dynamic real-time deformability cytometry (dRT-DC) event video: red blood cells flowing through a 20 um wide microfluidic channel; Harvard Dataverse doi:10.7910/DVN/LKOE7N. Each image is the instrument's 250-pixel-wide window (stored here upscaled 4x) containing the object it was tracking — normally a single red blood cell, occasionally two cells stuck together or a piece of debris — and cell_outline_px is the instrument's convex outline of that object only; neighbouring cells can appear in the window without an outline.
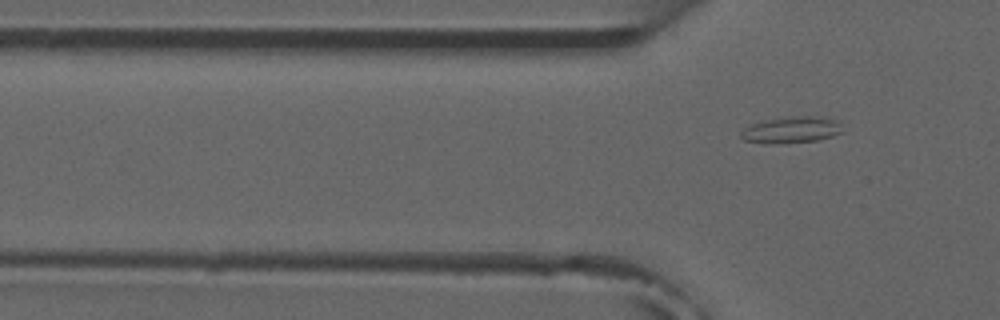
{"species": "common noctule bat (a hibernating species)", "species_latin": "Nyctalus noctula", "temperature_condition": "room temperature", "stored_images_in_passage": 7, "camera_frame_rate_fps": 3000, "um_per_image_px": 0.085, "animal": {"sex": "male", "forearm_length_mm": 52.5}, "frame": {"image": 1, "passage_image": 7, "time_ms": 7.667, "image_size_px": [1000, 320], "cell_outline_px": [[844, 132], [832, 136], [816, 140], [776, 144], [764, 144], [744, 140], [740, 136], [740, 132], [744, 128], [752, 124], [764, 120], [792, 116], [824, 116], [840, 120]], "centroid_in_image_um": [67.31, 11.03], "position_along_channel_um": 58.5, "area_um2": 16.01}}